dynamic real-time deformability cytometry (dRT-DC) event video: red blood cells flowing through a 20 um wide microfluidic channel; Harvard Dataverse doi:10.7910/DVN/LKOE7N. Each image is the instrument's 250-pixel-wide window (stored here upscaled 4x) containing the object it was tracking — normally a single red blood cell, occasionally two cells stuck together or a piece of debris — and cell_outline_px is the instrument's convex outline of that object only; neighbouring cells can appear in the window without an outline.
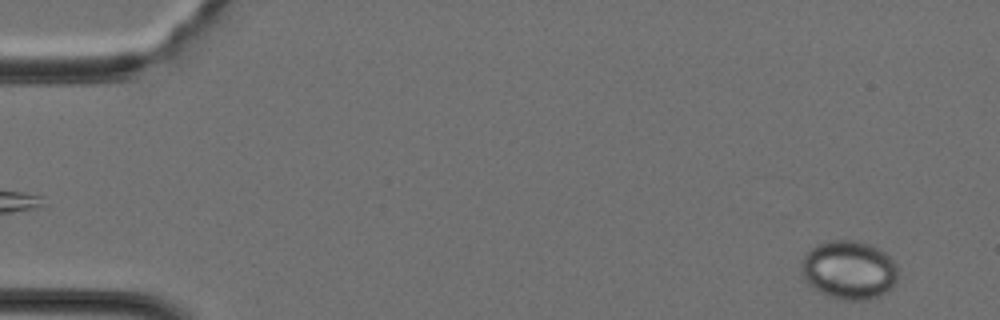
{"species": "Egyptian fruit bat (a non-hibernating species)", "species_latin": "Rousettus aegyptiacus", "temperature_condition": "cold", "stored_images_in_passage": 40, "camera_frame_rate_fps": 3000, "um_per_image_px": 0.085, "animal": {"sex": "female"}, "frame": {"image": 1, "passage_image": 2, "time_ms": 0.333, "image_size_px": [1000, 320], "cell_outline_px": [[896, 280], [892, 288], [880, 296], [868, 300], [844, 300], [820, 292], [804, 276], [804, 256], [816, 244], [828, 240], [860, 240], [872, 244], [880, 248], [896, 264]], "centroid_in_image_um": [72.23, 22.92], "position_along_channel_um": 12.8, "area_um2": 32.6}}
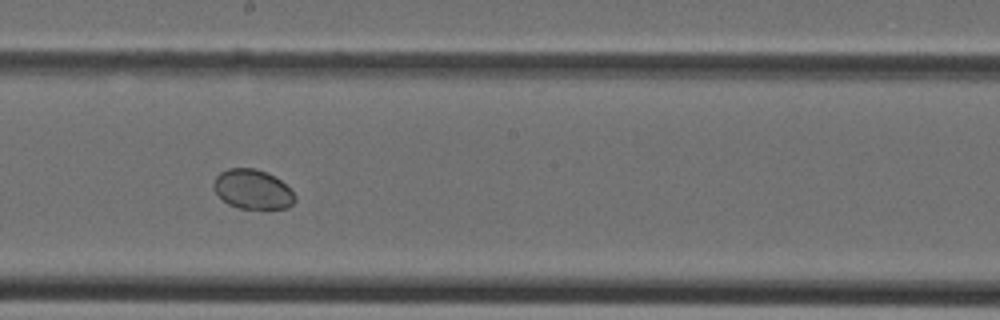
{"frame": {"image": 2, "passage_image": 22, "time_ms": 7.0, "image_size_px": [1000, 320], "cell_outline_px": [[296, 200], [288, 208], [240, 208], [228, 204], [212, 188], [212, 184], [216, 176], [220, 172], [228, 168], [256, 168], [280, 180], [296, 196]], "centroid_in_image_um": [21.44, 16.09], "position_along_channel_um": 226.8, "area_um2": 18.5}}
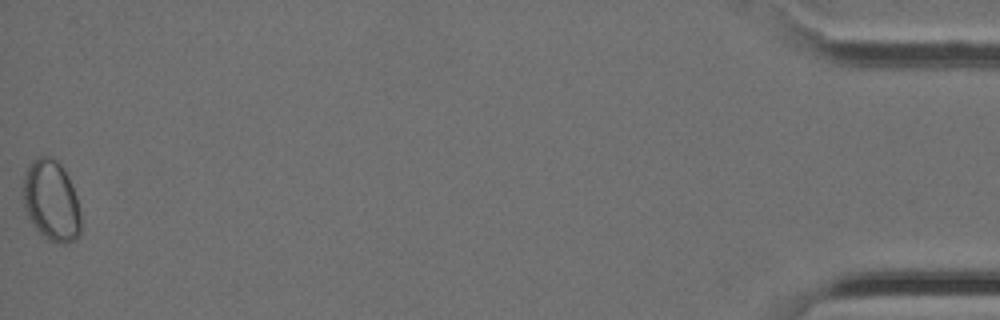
{"frame": {"image": 3, "passage_image": 40, "time_ms": 13.0, "image_size_px": [1000, 320], "cell_outline_px": [[80, 236], [76, 240], [68, 244], [60, 244], [48, 240], [32, 224], [24, 208], [24, 176], [32, 160], [40, 156], [48, 156], [56, 160], [60, 164], [68, 176], [76, 196], [80, 212]], "centroid_in_image_um": [4.38, 17.09], "position_along_channel_um": 430.8, "area_um2": 27.11}}